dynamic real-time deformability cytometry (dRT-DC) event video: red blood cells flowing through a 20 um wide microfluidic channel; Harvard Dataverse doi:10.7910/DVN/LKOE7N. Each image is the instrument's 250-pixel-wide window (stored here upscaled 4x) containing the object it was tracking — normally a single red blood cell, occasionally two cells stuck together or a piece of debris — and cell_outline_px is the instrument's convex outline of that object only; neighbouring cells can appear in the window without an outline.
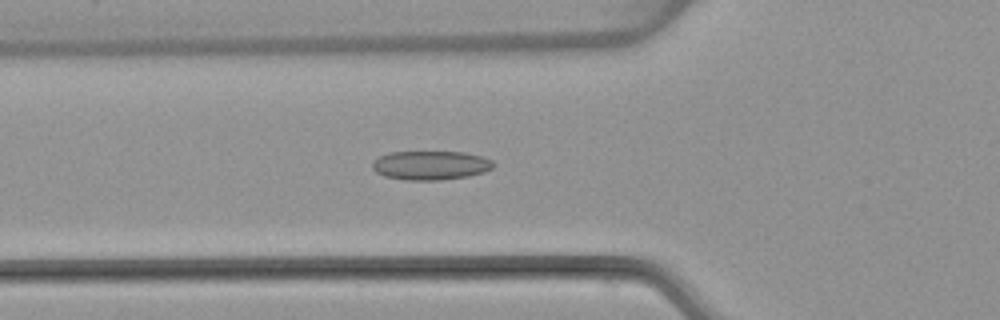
{"species": "common noctule bat (a hibernating species)", "species_latin": "Nyctalus noctula", "temperature_condition": "warm", "stored_images_in_passage": 53, "camera_frame_rate_fps": 3000, "um_per_image_px": 0.085, "animal": {"sex": "female", "body_mass_g": 22.7, "forearm_length_mm": 54.2}, "frame": {"image": 1, "passage_image": 19, "time_ms": 6.0, "image_size_px": [1000, 320], "cell_outline_px": [[492, 168], [484, 172], [468, 176], [440, 180], [404, 180], [384, 176], [376, 172], [372, 168], [372, 164], [380, 156], [388, 152], [464, 152], [484, 156], [492, 160]], "centroid_in_image_um": [36.6, 14.05], "position_along_channel_um": 89.2, "area_um2": 20.46}}
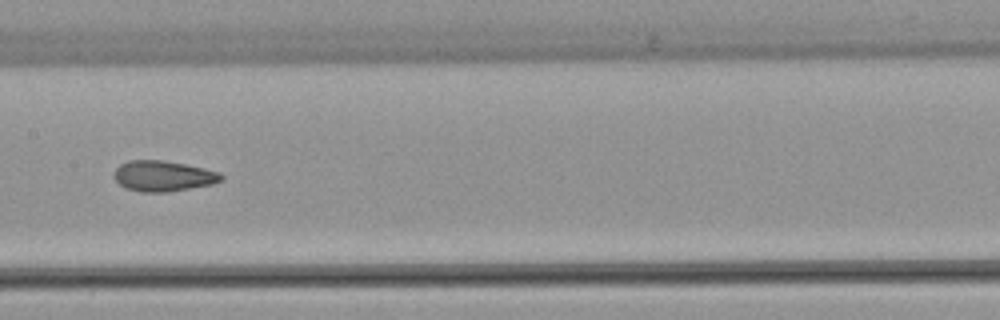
{"frame": {"image": 2, "passage_image": 27, "time_ms": 8.667, "image_size_px": [1000, 320], "cell_outline_px": [[224, 180], [212, 184], [168, 192], [140, 192], [124, 188], [112, 176], [116, 168], [120, 164], [128, 160], [160, 160], [184, 164], [204, 168], [220, 172], [224, 176]], "centroid_in_image_um": [13.86, 14.96], "position_along_channel_um": 193.5, "area_um2": 19.25}}
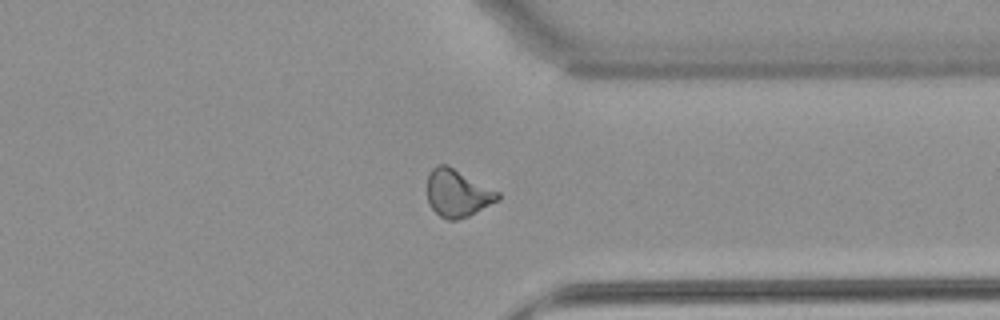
{"frame": {"image": 3, "passage_image": 41, "time_ms": 13.333, "image_size_px": [1000, 320], "cell_outline_px": [[500, 200], [468, 216], [456, 220], [448, 220], [440, 216], [432, 208], [428, 200], [428, 176], [432, 168], [436, 164], [448, 164], [500, 192]], "centroid_in_image_um": [38.91, 16.4], "position_along_channel_um": 372.5, "area_um2": 19.59}, "authors_computed_cell_mechanics": {"area_um2": 19.5942, "velocity_mm_per_s": 3.8872, "shape_relaxation_time_tau1_ms": null, "shape_relaxation_time_tau2_ms": 2.1942, "deformation_change_tau1": null, "deformation_change_tau2": 0.0893}}